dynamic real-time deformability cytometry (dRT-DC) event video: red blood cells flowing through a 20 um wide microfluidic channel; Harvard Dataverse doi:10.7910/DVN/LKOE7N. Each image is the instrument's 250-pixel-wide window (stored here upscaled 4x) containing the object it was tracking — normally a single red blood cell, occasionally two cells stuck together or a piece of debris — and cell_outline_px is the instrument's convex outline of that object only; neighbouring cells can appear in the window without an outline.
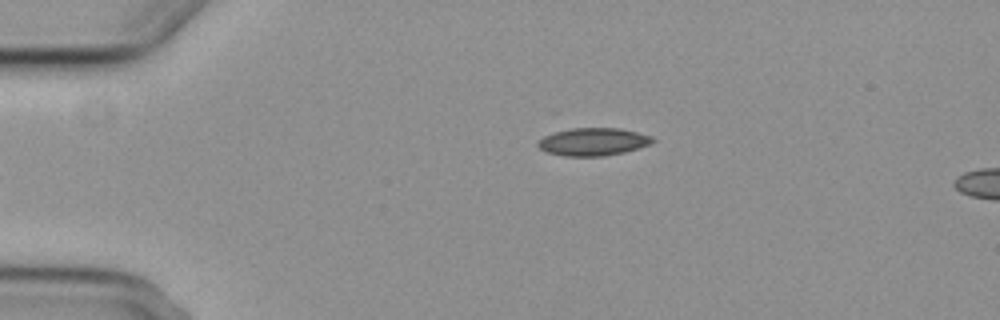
{"species": "common noctule bat (a hibernating species)", "species_latin": "Nyctalus noctula", "temperature_condition": "cold", "stored_images_in_passage": 4, "camera_frame_rate_fps": 3000, "um_per_image_px": 0.085, "animal": {"sex": "female", "body_mass_g": 29.2, "forearm_length_mm": 56.3}, "frame": {"image": 1, "passage_image": 4, "time_ms": 4.333, "image_size_px": [1000, 320], "cell_outline_px": [[656, 140], [652, 144], [624, 152], [604, 156], [564, 156], [548, 152], [540, 148], [536, 144], [536, 140], [544, 136], [556, 132], [572, 128], [620, 128], [652, 136]], "centroid_in_image_um": [50.43, 12.05], "position_along_channel_um": 34.6, "area_um2": 18.55}}